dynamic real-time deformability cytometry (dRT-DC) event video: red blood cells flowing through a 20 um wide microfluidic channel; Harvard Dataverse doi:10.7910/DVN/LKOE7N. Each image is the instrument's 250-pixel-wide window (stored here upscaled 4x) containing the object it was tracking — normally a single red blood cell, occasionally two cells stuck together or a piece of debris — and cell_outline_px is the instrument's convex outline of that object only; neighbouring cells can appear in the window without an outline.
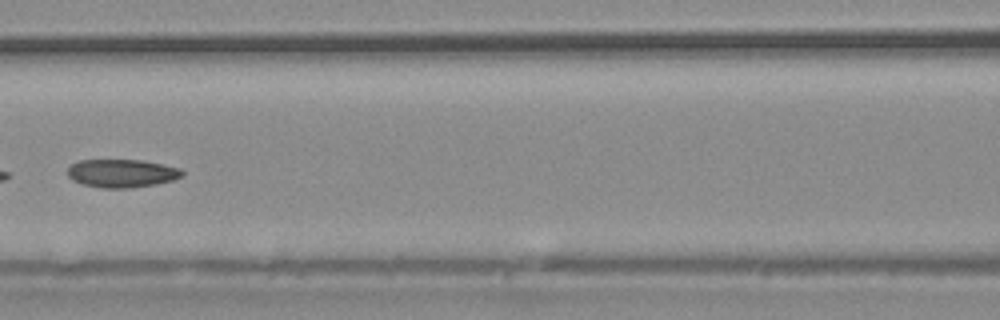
{"species": "common noctule bat (a hibernating species)", "species_latin": "Nyctalus noctula", "temperature_condition": "warm", "stored_images_in_passage": 39, "camera_frame_rate_fps": 3000, "um_per_image_px": 0.085, "animal": {"sex": "male", "body_mass_g": 20.4}, "frame": {"image": 1, "passage_image": 17, "time_ms": 5.333, "image_size_px": [1000, 320], "cell_outline_px": [[184, 176], [172, 180], [156, 184], [128, 188], [100, 188], [84, 184], [72, 180], [68, 176], [68, 168], [72, 164], [80, 160], [140, 160], [180, 168], [184, 172]], "centroid_in_image_um": [10.35, 14.73], "position_along_channel_um": 156.2, "area_um2": 18.73}}